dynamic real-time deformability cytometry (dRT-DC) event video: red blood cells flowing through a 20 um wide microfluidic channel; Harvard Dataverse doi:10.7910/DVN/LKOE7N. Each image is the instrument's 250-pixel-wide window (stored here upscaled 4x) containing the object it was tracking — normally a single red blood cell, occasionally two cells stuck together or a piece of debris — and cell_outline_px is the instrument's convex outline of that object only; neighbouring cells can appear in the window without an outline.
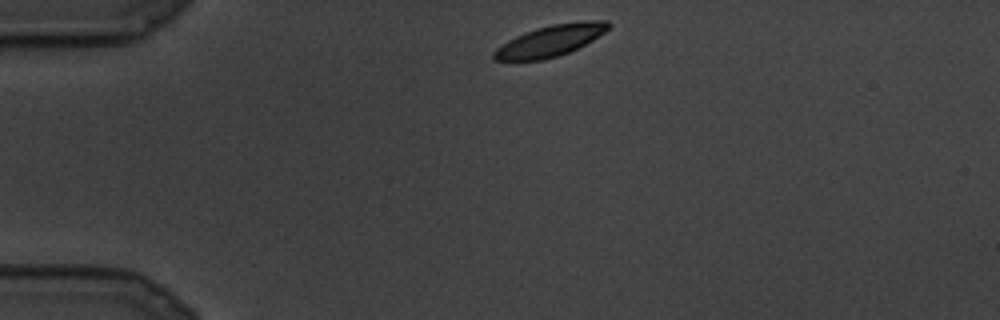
{"species": "common noctule bat (a hibernating species)", "species_latin": "Nyctalus noctula", "temperature_condition": "cold", "stored_images_in_passage": 7, "camera_frame_rate_fps": 3000, "um_per_image_px": 0.085, "animal": {"sex": "male", "body_mass_g": 19.5, "forearm_length_mm": 54.6}, "frame": {"image": 1, "passage_image": 1, "time_ms": 0.0, "image_size_px": [1000, 320], "cell_outline_px": [[612, 24], [604, 32], [592, 40], [568, 52], [544, 60], [492, 60], [492, 52], [496, 48], [508, 40], [516, 36], [552, 24], [584, 20], [608, 20]], "centroid_in_image_um": [46.78, 3.45], "position_along_channel_um": 38.2, "area_um2": 20.52}}
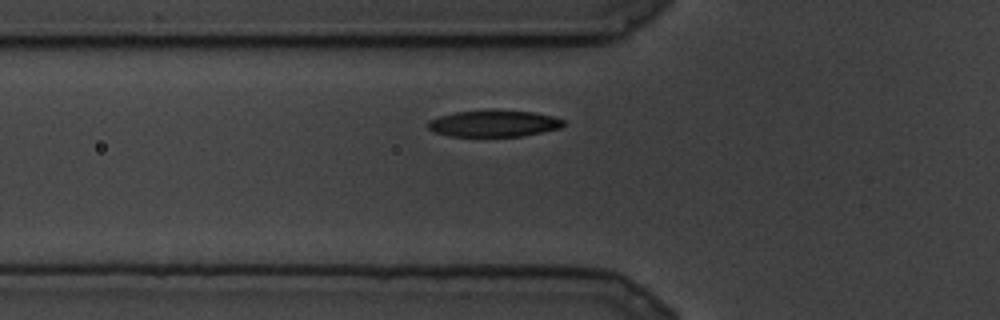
{"frame": {"image": 2, "passage_image": 5, "time_ms": 1.333, "image_size_px": [1000, 320], "cell_outline_px": [[564, 124], [560, 128], [520, 136], [448, 136], [436, 132], [428, 128], [428, 120], [440, 116], [456, 112], [532, 112], [552, 116], [564, 120]], "centroid_in_image_um": [41.96, 10.53], "position_along_channel_um": 83.8, "area_um2": 20.06}}
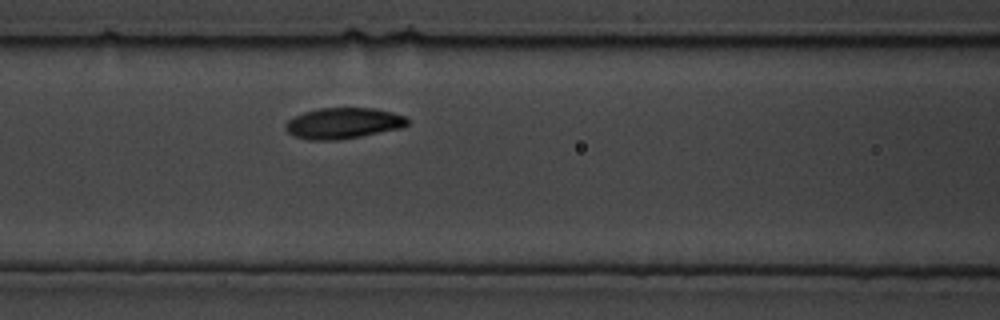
{"frame": {"image": 3, "passage_image": 7, "time_ms": 2.0, "image_size_px": [1000, 320], "cell_outline_px": [[408, 124], [404, 128], [340, 140], [308, 140], [292, 136], [284, 128], [284, 124], [288, 120], [304, 112], [320, 108], [376, 108], [392, 112], [404, 116], [408, 120]], "centroid_in_image_um": [29.17, 10.48], "position_along_channel_um": 137.4, "area_um2": 22.2}}